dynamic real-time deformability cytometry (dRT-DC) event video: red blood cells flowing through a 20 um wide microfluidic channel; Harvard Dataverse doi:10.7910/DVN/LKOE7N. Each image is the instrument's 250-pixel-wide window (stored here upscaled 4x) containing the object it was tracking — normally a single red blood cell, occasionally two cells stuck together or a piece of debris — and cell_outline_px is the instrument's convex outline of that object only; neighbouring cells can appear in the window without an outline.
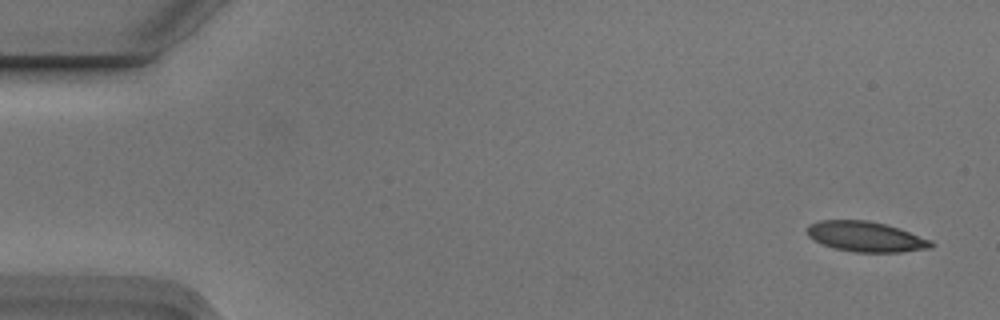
{"species": "Egyptian fruit bat (a non-hibernating species)", "species_latin": "Rousettus aegyptiacus", "temperature_condition": "cold", "stored_images_in_passage": 5, "camera_frame_rate_fps": 3000, "um_per_image_px": 0.085, "animal": {"sex": "male"}, "frame": {"image": 1, "passage_image": 1, "time_ms": 0.0, "image_size_px": [1000, 320], "cell_outline_px": [[936, 244], [932, 248], [900, 252], [852, 252], [832, 248], [812, 240], [808, 236], [808, 224], [820, 220], [868, 220], [900, 228], [932, 240]], "centroid_in_image_um": [73.61, 20.12], "position_along_channel_um": 11.4, "area_um2": 22.14}}
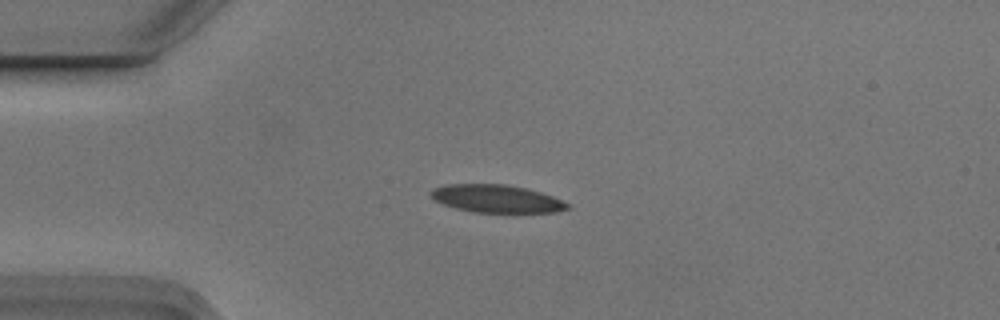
{"frame": {"image": 2, "passage_image": 4, "time_ms": 1.0, "image_size_px": [1000, 320], "cell_outline_px": [[568, 208], [556, 212], [516, 216], [512, 216], [472, 212], [456, 208], [444, 204], [428, 196], [432, 188], [444, 184], [504, 184], [524, 188], [540, 192], [552, 196], [568, 204]], "centroid_in_image_um": [42.22, 16.95], "position_along_channel_um": 42.8, "area_um2": 23.18}}